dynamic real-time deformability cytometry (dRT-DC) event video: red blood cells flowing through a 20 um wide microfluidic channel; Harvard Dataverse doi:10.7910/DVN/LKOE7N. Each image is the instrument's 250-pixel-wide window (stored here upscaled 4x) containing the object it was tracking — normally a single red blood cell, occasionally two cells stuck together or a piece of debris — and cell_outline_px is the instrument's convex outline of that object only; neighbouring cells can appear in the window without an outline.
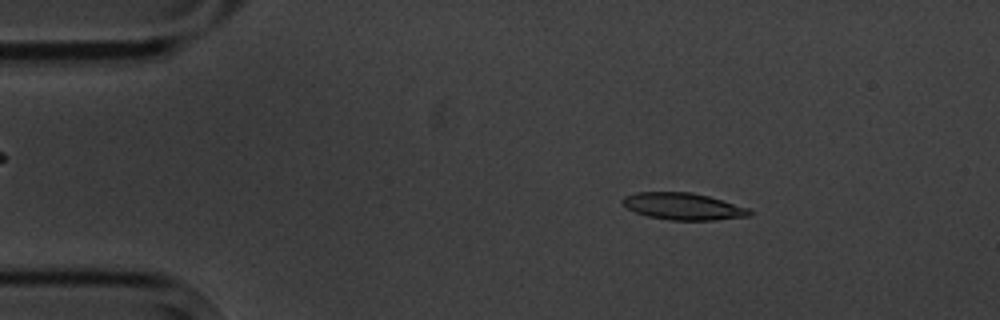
{"species": "common noctule bat (a hibernating species)", "species_latin": "Nyctalus noctula", "temperature_condition": "cold", "stored_images_in_passage": 5, "camera_frame_rate_fps": 3000, "um_per_image_px": 0.085, "animal": {"sex": "male", "body_mass_g": 20.1, "forearm_length_mm": 53.5}, "frame": {"image": 1, "passage_image": 3, "time_ms": 2.333, "image_size_px": [1000, 320], "cell_outline_px": [[752, 212], [748, 216], [712, 220], [668, 220], [648, 216], [636, 212], [620, 204], [620, 200], [624, 196], [636, 192], [692, 192], [708, 196], [748, 208]], "centroid_in_image_um": [58.0, 17.53], "position_along_channel_um": 27.0, "area_um2": 19.83}}